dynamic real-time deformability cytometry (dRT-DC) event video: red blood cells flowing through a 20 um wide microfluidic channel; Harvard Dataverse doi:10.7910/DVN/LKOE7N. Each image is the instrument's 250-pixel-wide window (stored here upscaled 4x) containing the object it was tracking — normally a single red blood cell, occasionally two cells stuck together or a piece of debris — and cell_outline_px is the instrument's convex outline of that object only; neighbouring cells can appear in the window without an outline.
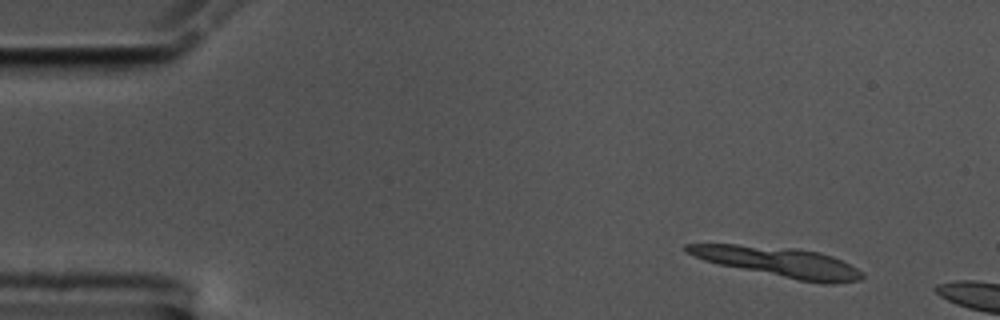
{"species": "common noctule bat (a hibernating species)", "species_latin": "Nyctalus noctula", "temperature_condition": "cold", "stored_images_in_passage": 9, "camera_frame_rate_fps": 3000, "um_per_image_px": 0.085, "animal": {"sex": "male", "body_mass_g": 17.5, "forearm_length_mm": 52.3}, "frame": {"image": 1, "passage_image": 1, "time_ms": 0.0, "image_size_px": [1000, 320], "cell_outline_px": [[864, 276], [860, 280], [832, 284], [824, 284], [800, 280], [720, 264], [704, 260], [684, 252], [684, 244], [736, 244], [796, 248], [820, 252], [832, 256], [856, 268]], "centroid_in_image_um": [66.18, 22.26], "position_along_channel_um": 18.8, "area_um2": 30.06}}